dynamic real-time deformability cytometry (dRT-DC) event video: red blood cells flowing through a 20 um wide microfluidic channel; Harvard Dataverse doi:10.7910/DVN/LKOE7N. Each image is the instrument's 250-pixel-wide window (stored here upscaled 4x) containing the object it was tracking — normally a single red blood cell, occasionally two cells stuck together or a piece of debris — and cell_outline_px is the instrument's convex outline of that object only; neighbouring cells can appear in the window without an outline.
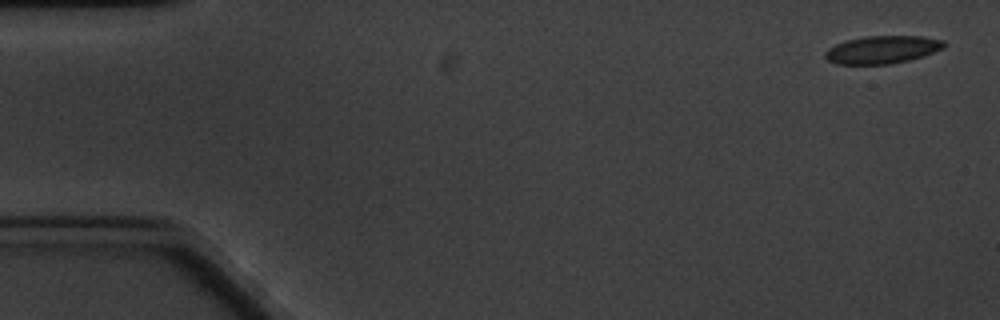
{"species": "common noctule bat (a hibernating species)", "species_latin": "Nyctalus noctula", "temperature_condition": "cold", "stored_images_in_passage": 9, "camera_frame_rate_fps": 3000, "um_per_image_px": 0.085, "animal": {"sex": "male", "body_mass_g": 20.1, "forearm_length_mm": 53.5}, "frame": {"image": 1, "passage_image": 1, "time_ms": 0.0, "image_size_px": [1000, 320], "cell_outline_px": [[944, 48], [924, 56], [908, 60], [888, 64], [836, 64], [828, 60], [824, 56], [824, 52], [828, 48], [844, 40], [864, 36], [924, 36], [944, 40]], "centroid_in_image_um": [74.98, 4.21], "position_along_channel_um": 10.0, "area_um2": 19.36}}
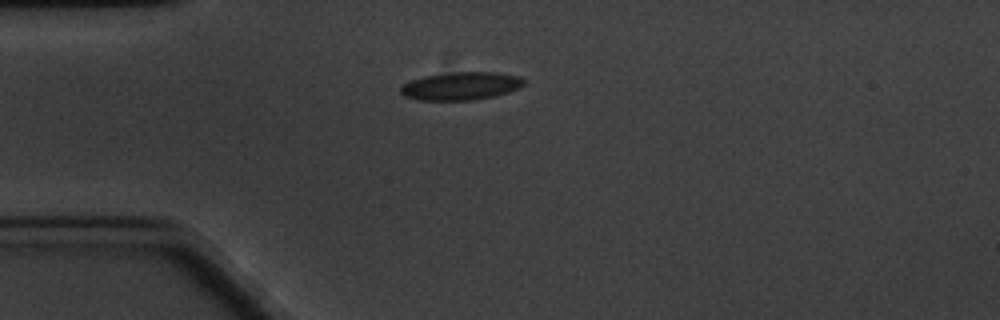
{"frame": {"image": 2, "passage_image": 4, "time_ms": 4.333, "image_size_px": [1000, 320], "cell_outline_px": [[524, 84], [520, 88], [496, 96], [476, 100], [416, 100], [404, 96], [400, 92], [400, 88], [404, 84], [412, 80], [424, 76], [452, 72], [500, 72], [520, 76], [524, 80]], "centroid_in_image_um": [39.21, 7.31], "position_along_channel_um": 45.8, "area_um2": 20.29}}
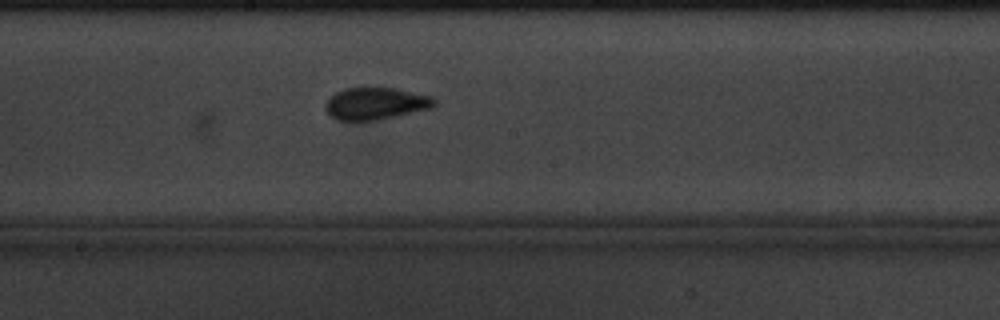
{"frame": {"image": 3, "passage_image": 9, "time_ms": 10.0, "image_size_px": [1000, 320], "cell_outline_px": [[436, 104], [432, 108], [376, 120], [356, 124], [352, 124], [336, 120], [328, 116], [324, 108], [324, 104], [336, 92], [344, 88], [392, 88], [432, 96], [436, 100]], "centroid_in_image_um": [31.85, 8.85], "position_along_channel_um": 216.4, "area_um2": 20.92}}